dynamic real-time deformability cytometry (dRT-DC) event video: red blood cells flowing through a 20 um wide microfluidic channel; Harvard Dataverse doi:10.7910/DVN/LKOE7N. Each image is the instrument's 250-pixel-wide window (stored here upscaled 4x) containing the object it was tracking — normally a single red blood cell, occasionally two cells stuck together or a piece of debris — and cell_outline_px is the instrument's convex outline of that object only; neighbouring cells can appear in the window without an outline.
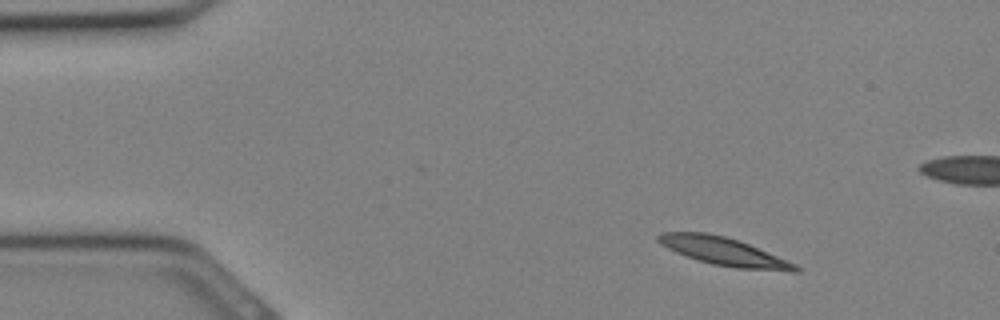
{"species": "Egyptian fruit bat (a non-hibernating species)", "species_latin": "Rousettus aegyptiacus", "temperature_condition": "cold", "stored_images_in_passage": 30, "segment_of_instrument_passage": [1, 2], "camera_frame_rate_fps": 3000, "um_per_image_px": 0.085, "animal": {"sex": "female"}, "frame": {"image": 1, "passage_image": 1, "time_ms": 0.0, "image_size_px": [1000, 320], "cell_outline_px": [[800, 272], [792, 272], [736, 268], [712, 264], [676, 252], [660, 244], [656, 240], [656, 236], [660, 232], [708, 232], [740, 240], [796, 264], [800, 268]], "centroid_in_image_um": [61.54, 21.37], "position_along_channel_um": 23.5, "area_um2": 22.43}}
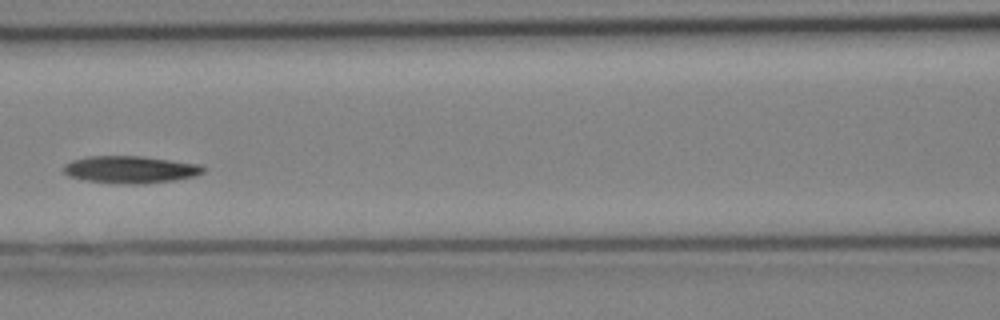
{"frame": {"image": 2, "passage_image": 11, "time_ms": 3.333, "image_size_px": [1000, 320], "cell_outline_px": [[208, 168], [204, 172], [196, 176], [172, 180], [144, 184], [128, 184], [84, 180], [68, 176], [64, 172], [64, 164], [72, 160], [88, 156], [144, 156], [200, 164]], "centroid_in_image_um": [11.11, 14.4], "position_along_channel_um": 155.5, "area_um2": 22.31}}
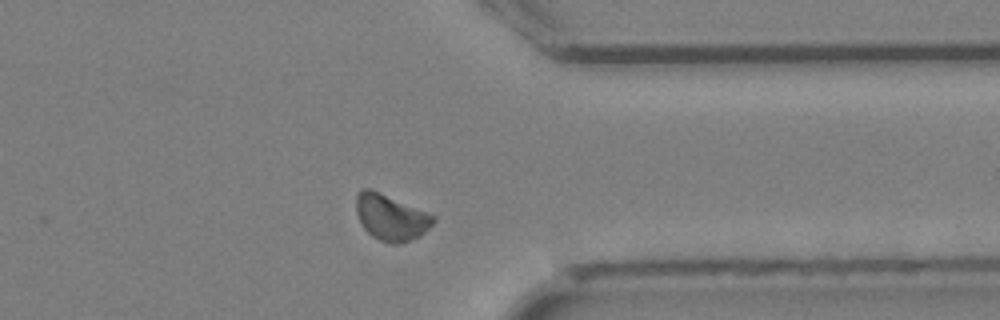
{"frame": {"image": 3, "passage_image": 22, "time_ms": 7.0, "image_size_px": [1000, 320], "cell_outline_px": [[436, 220], [420, 236], [400, 244], [392, 244], [380, 240], [372, 236], [364, 228], [356, 212], [356, 196], [360, 188], [372, 188], [436, 216]], "centroid_in_image_um": [33.22, 18.46], "position_along_channel_um": 378.2, "area_um2": 20.75}}